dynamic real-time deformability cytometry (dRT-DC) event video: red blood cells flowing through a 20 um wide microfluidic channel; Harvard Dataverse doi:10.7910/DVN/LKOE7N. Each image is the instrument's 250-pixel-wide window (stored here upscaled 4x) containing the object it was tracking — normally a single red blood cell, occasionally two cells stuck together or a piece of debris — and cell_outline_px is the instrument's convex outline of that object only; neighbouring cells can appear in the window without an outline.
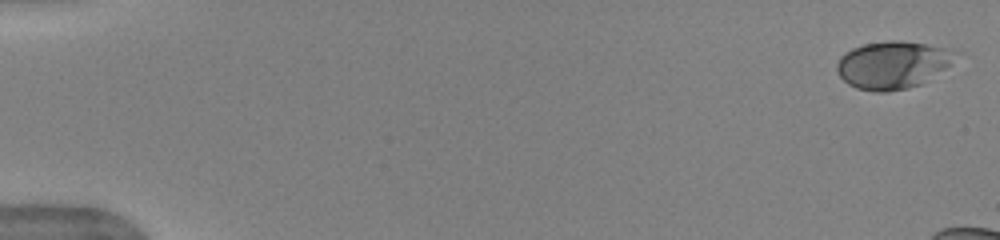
{"species": "human", "species_latin": "Homo sapiens", "temperature_condition": "warm", "stored_images_in_passage": 5, "camera_frame_rate_fps": 3000, "um_per_image_px": 0.085, "donor": {"sex": "female"}, "frame": {"image": 1, "passage_image": 1, "time_ms": 0.0, "image_size_px": [1000, 240], "cell_outline_px": [[964, 52], [944, 68], [920, 84], [908, 88], [888, 92], [876, 92], [856, 88], [848, 84], [840, 76], [836, 68], [836, 64], [840, 56], [844, 52], [852, 48], [864, 44], [888, 40], [900, 40], [956, 48]], "centroid_in_image_um": [75.92, 5.48], "position_along_channel_um": 9.1, "area_um2": 33.35}}